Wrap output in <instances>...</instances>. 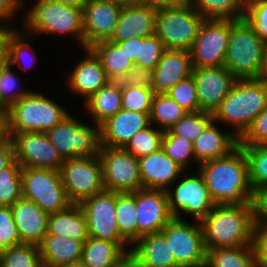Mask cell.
<instances>
[{"instance_id":"obj_56","label":"cell","mask_w":267,"mask_h":267,"mask_svg":"<svg viewBox=\"0 0 267 267\" xmlns=\"http://www.w3.org/2000/svg\"><path fill=\"white\" fill-rule=\"evenodd\" d=\"M14 160L13 145L9 137L0 145V171Z\"/></svg>"},{"instance_id":"obj_19","label":"cell","mask_w":267,"mask_h":267,"mask_svg":"<svg viewBox=\"0 0 267 267\" xmlns=\"http://www.w3.org/2000/svg\"><path fill=\"white\" fill-rule=\"evenodd\" d=\"M122 5L107 0H87L83 6L84 48L110 40Z\"/></svg>"},{"instance_id":"obj_36","label":"cell","mask_w":267,"mask_h":267,"mask_svg":"<svg viewBox=\"0 0 267 267\" xmlns=\"http://www.w3.org/2000/svg\"><path fill=\"white\" fill-rule=\"evenodd\" d=\"M6 60L0 63V111L6 112L14 103L28 95L32 89H26L19 72L14 71ZM20 78V79H19Z\"/></svg>"},{"instance_id":"obj_50","label":"cell","mask_w":267,"mask_h":267,"mask_svg":"<svg viewBox=\"0 0 267 267\" xmlns=\"http://www.w3.org/2000/svg\"><path fill=\"white\" fill-rule=\"evenodd\" d=\"M117 83L120 88L136 86L153 91L154 70L134 64L117 80Z\"/></svg>"},{"instance_id":"obj_47","label":"cell","mask_w":267,"mask_h":267,"mask_svg":"<svg viewBox=\"0 0 267 267\" xmlns=\"http://www.w3.org/2000/svg\"><path fill=\"white\" fill-rule=\"evenodd\" d=\"M166 95L176 101L187 112L199 111L196 83L192 75L179 81Z\"/></svg>"},{"instance_id":"obj_49","label":"cell","mask_w":267,"mask_h":267,"mask_svg":"<svg viewBox=\"0 0 267 267\" xmlns=\"http://www.w3.org/2000/svg\"><path fill=\"white\" fill-rule=\"evenodd\" d=\"M21 243L11 208L0 206V252Z\"/></svg>"},{"instance_id":"obj_42","label":"cell","mask_w":267,"mask_h":267,"mask_svg":"<svg viewBox=\"0 0 267 267\" xmlns=\"http://www.w3.org/2000/svg\"><path fill=\"white\" fill-rule=\"evenodd\" d=\"M165 154L185 171L192 166L196 168L193 143L183 137L173 135L169 130L164 132L162 147ZM191 167V168H190Z\"/></svg>"},{"instance_id":"obj_25","label":"cell","mask_w":267,"mask_h":267,"mask_svg":"<svg viewBox=\"0 0 267 267\" xmlns=\"http://www.w3.org/2000/svg\"><path fill=\"white\" fill-rule=\"evenodd\" d=\"M22 243L39 245L47 234L49 214L35 202L21 197L11 207Z\"/></svg>"},{"instance_id":"obj_45","label":"cell","mask_w":267,"mask_h":267,"mask_svg":"<svg viewBox=\"0 0 267 267\" xmlns=\"http://www.w3.org/2000/svg\"><path fill=\"white\" fill-rule=\"evenodd\" d=\"M121 91L122 109L132 112H151L154 91L136 86L121 88Z\"/></svg>"},{"instance_id":"obj_35","label":"cell","mask_w":267,"mask_h":267,"mask_svg":"<svg viewBox=\"0 0 267 267\" xmlns=\"http://www.w3.org/2000/svg\"><path fill=\"white\" fill-rule=\"evenodd\" d=\"M116 221L121 237L132 246L138 240L135 192H116Z\"/></svg>"},{"instance_id":"obj_23","label":"cell","mask_w":267,"mask_h":267,"mask_svg":"<svg viewBox=\"0 0 267 267\" xmlns=\"http://www.w3.org/2000/svg\"><path fill=\"white\" fill-rule=\"evenodd\" d=\"M143 188L167 190L185 170L175 163L164 150L138 158Z\"/></svg>"},{"instance_id":"obj_51","label":"cell","mask_w":267,"mask_h":267,"mask_svg":"<svg viewBox=\"0 0 267 267\" xmlns=\"http://www.w3.org/2000/svg\"><path fill=\"white\" fill-rule=\"evenodd\" d=\"M267 144V107L253 120L238 145Z\"/></svg>"},{"instance_id":"obj_14","label":"cell","mask_w":267,"mask_h":267,"mask_svg":"<svg viewBox=\"0 0 267 267\" xmlns=\"http://www.w3.org/2000/svg\"><path fill=\"white\" fill-rule=\"evenodd\" d=\"M230 35V20L205 19L192 48V68L224 66Z\"/></svg>"},{"instance_id":"obj_5","label":"cell","mask_w":267,"mask_h":267,"mask_svg":"<svg viewBox=\"0 0 267 267\" xmlns=\"http://www.w3.org/2000/svg\"><path fill=\"white\" fill-rule=\"evenodd\" d=\"M266 45L245 18L230 20L224 66L236 79H259Z\"/></svg>"},{"instance_id":"obj_20","label":"cell","mask_w":267,"mask_h":267,"mask_svg":"<svg viewBox=\"0 0 267 267\" xmlns=\"http://www.w3.org/2000/svg\"><path fill=\"white\" fill-rule=\"evenodd\" d=\"M199 111L213 112L227 96L236 78L225 66L193 68Z\"/></svg>"},{"instance_id":"obj_32","label":"cell","mask_w":267,"mask_h":267,"mask_svg":"<svg viewBox=\"0 0 267 267\" xmlns=\"http://www.w3.org/2000/svg\"><path fill=\"white\" fill-rule=\"evenodd\" d=\"M36 38L22 28L6 33L4 60L14 68L18 66L24 72L31 70L32 67L36 68L37 59H39L34 51L33 40Z\"/></svg>"},{"instance_id":"obj_7","label":"cell","mask_w":267,"mask_h":267,"mask_svg":"<svg viewBox=\"0 0 267 267\" xmlns=\"http://www.w3.org/2000/svg\"><path fill=\"white\" fill-rule=\"evenodd\" d=\"M193 169L195 168L188 170V173L185 171L166 193L174 218L184 220L186 217L188 220L190 217L191 220L201 221L212 211L215 203L210 197L203 176L197 169Z\"/></svg>"},{"instance_id":"obj_29","label":"cell","mask_w":267,"mask_h":267,"mask_svg":"<svg viewBox=\"0 0 267 267\" xmlns=\"http://www.w3.org/2000/svg\"><path fill=\"white\" fill-rule=\"evenodd\" d=\"M84 242L65 236L45 235L38 245L42 264L56 267L80 261Z\"/></svg>"},{"instance_id":"obj_59","label":"cell","mask_w":267,"mask_h":267,"mask_svg":"<svg viewBox=\"0 0 267 267\" xmlns=\"http://www.w3.org/2000/svg\"><path fill=\"white\" fill-rule=\"evenodd\" d=\"M66 5L74 6L77 8H83L87 0H55Z\"/></svg>"},{"instance_id":"obj_60","label":"cell","mask_w":267,"mask_h":267,"mask_svg":"<svg viewBox=\"0 0 267 267\" xmlns=\"http://www.w3.org/2000/svg\"><path fill=\"white\" fill-rule=\"evenodd\" d=\"M6 33L0 31V63L4 60Z\"/></svg>"},{"instance_id":"obj_21","label":"cell","mask_w":267,"mask_h":267,"mask_svg":"<svg viewBox=\"0 0 267 267\" xmlns=\"http://www.w3.org/2000/svg\"><path fill=\"white\" fill-rule=\"evenodd\" d=\"M150 125V113L121 109L100 125V144L124 148L136 133Z\"/></svg>"},{"instance_id":"obj_9","label":"cell","mask_w":267,"mask_h":267,"mask_svg":"<svg viewBox=\"0 0 267 267\" xmlns=\"http://www.w3.org/2000/svg\"><path fill=\"white\" fill-rule=\"evenodd\" d=\"M84 121L83 119L80 122L79 118L71 113L46 132L50 142L64 160L99 154L100 126L88 122L89 125Z\"/></svg>"},{"instance_id":"obj_43","label":"cell","mask_w":267,"mask_h":267,"mask_svg":"<svg viewBox=\"0 0 267 267\" xmlns=\"http://www.w3.org/2000/svg\"><path fill=\"white\" fill-rule=\"evenodd\" d=\"M212 120L213 115L209 112H188L169 131L193 143Z\"/></svg>"},{"instance_id":"obj_62","label":"cell","mask_w":267,"mask_h":267,"mask_svg":"<svg viewBox=\"0 0 267 267\" xmlns=\"http://www.w3.org/2000/svg\"><path fill=\"white\" fill-rule=\"evenodd\" d=\"M107 1L119 4L122 6L136 3V0H107Z\"/></svg>"},{"instance_id":"obj_34","label":"cell","mask_w":267,"mask_h":267,"mask_svg":"<svg viewBox=\"0 0 267 267\" xmlns=\"http://www.w3.org/2000/svg\"><path fill=\"white\" fill-rule=\"evenodd\" d=\"M205 267H257L252 245L207 250Z\"/></svg>"},{"instance_id":"obj_64","label":"cell","mask_w":267,"mask_h":267,"mask_svg":"<svg viewBox=\"0 0 267 267\" xmlns=\"http://www.w3.org/2000/svg\"><path fill=\"white\" fill-rule=\"evenodd\" d=\"M122 267H137L130 259Z\"/></svg>"},{"instance_id":"obj_2","label":"cell","mask_w":267,"mask_h":267,"mask_svg":"<svg viewBox=\"0 0 267 267\" xmlns=\"http://www.w3.org/2000/svg\"><path fill=\"white\" fill-rule=\"evenodd\" d=\"M27 0H20V12L23 19L22 30L40 37L75 38L78 49H84L83 8L66 5L55 0H33L28 7ZM27 7V8H26ZM70 36V37H69Z\"/></svg>"},{"instance_id":"obj_6","label":"cell","mask_w":267,"mask_h":267,"mask_svg":"<svg viewBox=\"0 0 267 267\" xmlns=\"http://www.w3.org/2000/svg\"><path fill=\"white\" fill-rule=\"evenodd\" d=\"M52 98L34 89L14 103L5 112L9 137L21 132L46 133L65 119L71 112Z\"/></svg>"},{"instance_id":"obj_28","label":"cell","mask_w":267,"mask_h":267,"mask_svg":"<svg viewBox=\"0 0 267 267\" xmlns=\"http://www.w3.org/2000/svg\"><path fill=\"white\" fill-rule=\"evenodd\" d=\"M131 246L88 237L83 245L81 261L87 267H122L128 260Z\"/></svg>"},{"instance_id":"obj_54","label":"cell","mask_w":267,"mask_h":267,"mask_svg":"<svg viewBox=\"0 0 267 267\" xmlns=\"http://www.w3.org/2000/svg\"><path fill=\"white\" fill-rule=\"evenodd\" d=\"M251 204L254 224L267 225V187H259L253 190Z\"/></svg>"},{"instance_id":"obj_44","label":"cell","mask_w":267,"mask_h":267,"mask_svg":"<svg viewBox=\"0 0 267 267\" xmlns=\"http://www.w3.org/2000/svg\"><path fill=\"white\" fill-rule=\"evenodd\" d=\"M164 132L154 125L136 133L126 144L124 149L132 153L136 158L149 155L162 147Z\"/></svg>"},{"instance_id":"obj_33","label":"cell","mask_w":267,"mask_h":267,"mask_svg":"<svg viewBox=\"0 0 267 267\" xmlns=\"http://www.w3.org/2000/svg\"><path fill=\"white\" fill-rule=\"evenodd\" d=\"M99 59L110 81H117L134 64L116 43L105 40L89 48Z\"/></svg>"},{"instance_id":"obj_4","label":"cell","mask_w":267,"mask_h":267,"mask_svg":"<svg viewBox=\"0 0 267 267\" xmlns=\"http://www.w3.org/2000/svg\"><path fill=\"white\" fill-rule=\"evenodd\" d=\"M200 224L206 251L218 247L252 245L255 226L252 204H215Z\"/></svg>"},{"instance_id":"obj_22","label":"cell","mask_w":267,"mask_h":267,"mask_svg":"<svg viewBox=\"0 0 267 267\" xmlns=\"http://www.w3.org/2000/svg\"><path fill=\"white\" fill-rule=\"evenodd\" d=\"M156 11V9L139 3L122 6L110 41L118 43L133 37L143 38L154 35Z\"/></svg>"},{"instance_id":"obj_40","label":"cell","mask_w":267,"mask_h":267,"mask_svg":"<svg viewBox=\"0 0 267 267\" xmlns=\"http://www.w3.org/2000/svg\"><path fill=\"white\" fill-rule=\"evenodd\" d=\"M21 170L14 159L0 171V206L11 207L22 197Z\"/></svg>"},{"instance_id":"obj_13","label":"cell","mask_w":267,"mask_h":267,"mask_svg":"<svg viewBox=\"0 0 267 267\" xmlns=\"http://www.w3.org/2000/svg\"><path fill=\"white\" fill-rule=\"evenodd\" d=\"M103 184L105 190L124 193L143 189L139 162L122 147L100 146Z\"/></svg>"},{"instance_id":"obj_53","label":"cell","mask_w":267,"mask_h":267,"mask_svg":"<svg viewBox=\"0 0 267 267\" xmlns=\"http://www.w3.org/2000/svg\"><path fill=\"white\" fill-rule=\"evenodd\" d=\"M252 247L257 267H267V225H255Z\"/></svg>"},{"instance_id":"obj_3","label":"cell","mask_w":267,"mask_h":267,"mask_svg":"<svg viewBox=\"0 0 267 267\" xmlns=\"http://www.w3.org/2000/svg\"><path fill=\"white\" fill-rule=\"evenodd\" d=\"M267 107V83L261 79H236L213 112V120L240 139L253 120ZM226 125V127H225ZM231 128V129H230Z\"/></svg>"},{"instance_id":"obj_27","label":"cell","mask_w":267,"mask_h":267,"mask_svg":"<svg viewBox=\"0 0 267 267\" xmlns=\"http://www.w3.org/2000/svg\"><path fill=\"white\" fill-rule=\"evenodd\" d=\"M129 259L137 267H179L161 232L141 236L131 246Z\"/></svg>"},{"instance_id":"obj_10","label":"cell","mask_w":267,"mask_h":267,"mask_svg":"<svg viewBox=\"0 0 267 267\" xmlns=\"http://www.w3.org/2000/svg\"><path fill=\"white\" fill-rule=\"evenodd\" d=\"M22 197L35 202L48 214L67 209L70 202L58 170L22 168Z\"/></svg>"},{"instance_id":"obj_30","label":"cell","mask_w":267,"mask_h":267,"mask_svg":"<svg viewBox=\"0 0 267 267\" xmlns=\"http://www.w3.org/2000/svg\"><path fill=\"white\" fill-rule=\"evenodd\" d=\"M86 116L98 126L122 109V91L117 81H110L95 92L84 105Z\"/></svg>"},{"instance_id":"obj_31","label":"cell","mask_w":267,"mask_h":267,"mask_svg":"<svg viewBox=\"0 0 267 267\" xmlns=\"http://www.w3.org/2000/svg\"><path fill=\"white\" fill-rule=\"evenodd\" d=\"M46 235L86 241L89 237L87 221L79 204H72L65 210L49 214Z\"/></svg>"},{"instance_id":"obj_18","label":"cell","mask_w":267,"mask_h":267,"mask_svg":"<svg viewBox=\"0 0 267 267\" xmlns=\"http://www.w3.org/2000/svg\"><path fill=\"white\" fill-rule=\"evenodd\" d=\"M81 50L83 56H79L76 62L74 61L75 66H72L73 69L69 75L67 73L68 77L65 78L64 87L76 95L74 99L80 97V101L83 99L84 103L110 80L96 55L89 48Z\"/></svg>"},{"instance_id":"obj_41","label":"cell","mask_w":267,"mask_h":267,"mask_svg":"<svg viewBox=\"0 0 267 267\" xmlns=\"http://www.w3.org/2000/svg\"><path fill=\"white\" fill-rule=\"evenodd\" d=\"M39 248L30 243L11 246L0 252V267H42Z\"/></svg>"},{"instance_id":"obj_15","label":"cell","mask_w":267,"mask_h":267,"mask_svg":"<svg viewBox=\"0 0 267 267\" xmlns=\"http://www.w3.org/2000/svg\"><path fill=\"white\" fill-rule=\"evenodd\" d=\"M79 206L85 214L90 237L127 243L121 237L116 221V192L103 190L83 200Z\"/></svg>"},{"instance_id":"obj_61","label":"cell","mask_w":267,"mask_h":267,"mask_svg":"<svg viewBox=\"0 0 267 267\" xmlns=\"http://www.w3.org/2000/svg\"><path fill=\"white\" fill-rule=\"evenodd\" d=\"M259 79H261L267 83V45H266V49H265L264 67H263L262 74H261Z\"/></svg>"},{"instance_id":"obj_37","label":"cell","mask_w":267,"mask_h":267,"mask_svg":"<svg viewBox=\"0 0 267 267\" xmlns=\"http://www.w3.org/2000/svg\"><path fill=\"white\" fill-rule=\"evenodd\" d=\"M204 19L237 20L245 17L242 0H188Z\"/></svg>"},{"instance_id":"obj_55","label":"cell","mask_w":267,"mask_h":267,"mask_svg":"<svg viewBox=\"0 0 267 267\" xmlns=\"http://www.w3.org/2000/svg\"><path fill=\"white\" fill-rule=\"evenodd\" d=\"M129 58V60L135 64L139 50V37H133L131 39L116 43Z\"/></svg>"},{"instance_id":"obj_16","label":"cell","mask_w":267,"mask_h":267,"mask_svg":"<svg viewBox=\"0 0 267 267\" xmlns=\"http://www.w3.org/2000/svg\"><path fill=\"white\" fill-rule=\"evenodd\" d=\"M10 138L14 159L22 168H48L59 171L65 161L46 133L21 132L12 134Z\"/></svg>"},{"instance_id":"obj_8","label":"cell","mask_w":267,"mask_h":267,"mask_svg":"<svg viewBox=\"0 0 267 267\" xmlns=\"http://www.w3.org/2000/svg\"><path fill=\"white\" fill-rule=\"evenodd\" d=\"M204 20L187 0L180 6L156 11L155 35L166 49L190 50Z\"/></svg>"},{"instance_id":"obj_26","label":"cell","mask_w":267,"mask_h":267,"mask_svg":"<svg viewBox=\"0 0 267 267\" xmlns=\"http://www.w3.org/2000/svg\"><path fill=\"white\" fill-rule=\"evenodd\" d=\"M219 124L212 120L193 142L196 168L206 161L227 156L238 146L239 139L226 128L225 131L221 129Z\"/></svg>"},{"instance_id":"obj_17","label":"cell","mask_w":267,"mask_h":267,"mask_svg":"<svg viewBox=\"0 0 267 267\" xmlns=\"http://www.w3.org/2000/svg\"><path fill=\"white\" fill-rule=\"evenodd\" d=\"M138 239L159 233L174 217L171 214L166 190L139 189L135 192Z\"/></svg>"},{"instance_id":"obj_12","label":"cell","mask_w":267,"mask_h":267,"mask_svg":"<svg viewBox=\"0 0 267 267\" xmlns=\"http://www.w3.org/2000/svg\"><path fill=\"white\" fill-rule=\"evenodd\" d=\"M59 173L72 204H80L83 200L105 190L99 154L66 159Z\"/></svg>"},{"instance_id":"obj_39","label":"cell","mask_w":267,"mask_h":267,"mask_svg":"<svg viewBox=\"0 0 267 267\" xmlns=\"http://www.w3.org/2000/svg\"><path fill=\"white\" fill-rule=\"evenodd\" d=\"M248 163V179L252 190L267 187V144L239 145Z\"/></svg>"},{"instance_id":"obj_38","label":"cell","mask_w":267,"mask_h":267,"mask_svg":"<svg viewBox=\"0 0 267 267\" xmlns=\"http://www.w3.org/2000/svg\"><path fill=\"white\" fill-rule=\"evenodd\" d=\"M188 112L166 94H155L150 112V122L165 132Z\"/></svg>"},{"instance_id":"obj_52","label":"cell","mask_w":267,"mask_h":267,"mask_svg":"<svg viewBox=\"0 0 267 267\" xmlns=\"http://www.w3.org/2000/svg\"><path fill=\"white\" fill-rule=\"evenodd\" d=\"M19 13L20 0H0V31L8 33L16 30L17 26L13 23L16 22V15L19 16Z\"/></svg>"},{"instance_id":"obj_24","label":"cell","mask_w":267,"mask_h":267,"mask_svg":"<svg viewBox=\"0 0 267 267\" xmlns=\"http://www.w3.org/2000/svg\"><path fill=\"white\" fill-rule=\"evenodd\" d=\"M189 50L166 49L155 66L153 91L155 94H167L179 81L192 74Z\"/></svg>"},{"instance_id":"obj_57","label":"cell","mask_w":267,"mask_h":267,"mask_svg":"<svg viewBox=\"0 0 267 267\" xmlns=\"http://www.w3.org/2000/svg\"><path fill=\"white\" fill-rule=\"evenodd\" d=\"M187 0H136V3L144 4L153 9L172 8L184 4Z\"/></svg>"},{"instance_id":"obj_63","label":"cell","mask_w":267,"mask_h":267,"mask_svg":"<svg viewBox=\"0 0 267 267\" xmlns=\"http://www.w3.org/2000/svg\"><path fill=\"white\" fill-rule=\"evenodd\" d=\"M56 267H87L81 260L68 265L56 266Z\"/></svg>"},{"instance_id":"obj_11","label":"cell","mask_w":267,"mask_h":267,"mask_svg":"<svg viewBox=\"0 0 267 267\" xmlns=\"http://www.w3.org/2000/svg\"><path fill=\"white\" fill-rule=\"evenodd\" d=\"M160 232L179 267H205L207 251L200 221L173 218Z\"/></svg>"},{"instance_id":"obj_58","label":"cell","mask_w":267,"mask_h":267,"mask_svg":"<svg viewBox=\"0 0 267 267\" xmlns=\"http://www.w3.org/2000/svg\"><path fill=\"white\" fill-rule=\"evenodd\" d=\"M9 138L8 120L5 112L0 111V145Z\"/></svg>"},{"instance_id":"obj_65","label":"cell","mask_w":267,"mask_h":267,"mask_svg":"<svg viewBox=\"0 0 267 267\" xmlns=\"http://www.w3.org/2000/svg\"><path fill=\"white\" fill-rule=\"evenodd\" d=\"M245 4L247 3V2H249V1H251V0H242Z\"/></svg>"},{"instance_id":"obj_48","label":"cell","mask_w":267,"mask_h":267,"mask_svg":"<svg viewBox=\"0 0 267 267\" xmlns=\"http://www.w3.org/2000/svg\"><path fill=\"white\" fill-rule=\"evenodd\" d=\"M260 38L267 43V0L246 3L245 17Z\"/></svg>"},{"instance_id":"obj_46","label":"cell","mask_w":267,"mask_h":267,"mask_svg":"<svg viewBox=\"0 0 267 267\" xmlns=\"http://www.w3.org/2000/svg\"><path fill=\"white\" fill-rule=\"evenodd\" d=\"M165 50L163 42L155 34L139 37V50L135 65L154 69Z\"/></svg>"},{"instance_id":"obj_1","label":"cell","mask_w":267,"mask_h":267,"mask_svg":"<svg viewBox=\"0 0 267 267\" xmlns=\"http://www.w3.org/2000/svg\"><path fill=\"white\" fill-rule=\"evenodd\" d=\"M215 204H251L253 190L248 179V163L238 145L227 156L198 165Z\"/></svg>"}]
</instances>
